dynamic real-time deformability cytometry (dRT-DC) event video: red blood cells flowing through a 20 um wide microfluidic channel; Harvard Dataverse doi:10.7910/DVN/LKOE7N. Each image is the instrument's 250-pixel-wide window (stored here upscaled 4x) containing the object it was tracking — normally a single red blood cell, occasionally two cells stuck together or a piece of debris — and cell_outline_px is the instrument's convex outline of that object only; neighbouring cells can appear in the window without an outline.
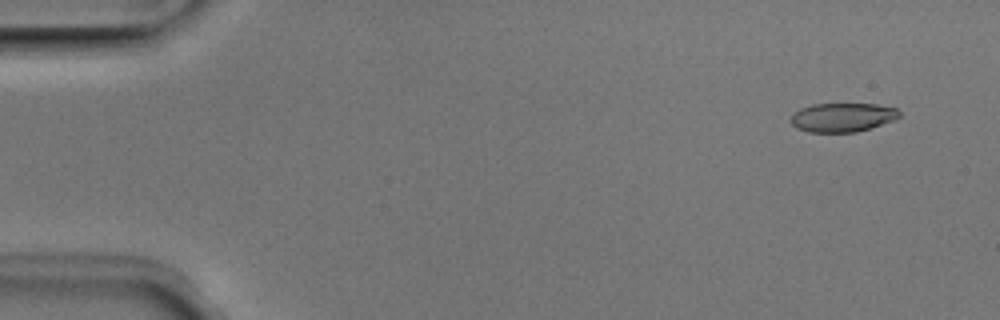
{"species": "Egyptian fruit bat (a non-hibernating species)", "species_latin": "Rousettus aegyptiacus", "temperature_condition": "room temperature", "stored_images_in_passage": 48, "camera_frame_rate_fps": 3000, "um_per_image_px": 0.085, "animal": {"sex": "male"}, "frame": {"image": 1, "passage_image": 1, "time_ms": 0.0, "image_size_px": [1000, 320], "cell_outline_px": [[900, 116], [896, 120], [856, 132], [808, 132], [796, 128], [788, 120], [800, 108], [812, 104], [876, 104], [896, 108], [900, 112]], "centroid_in_image_um": [71.61, 9.98], "position_along_channel_um": 13.4, "area_um2": 18.38}}
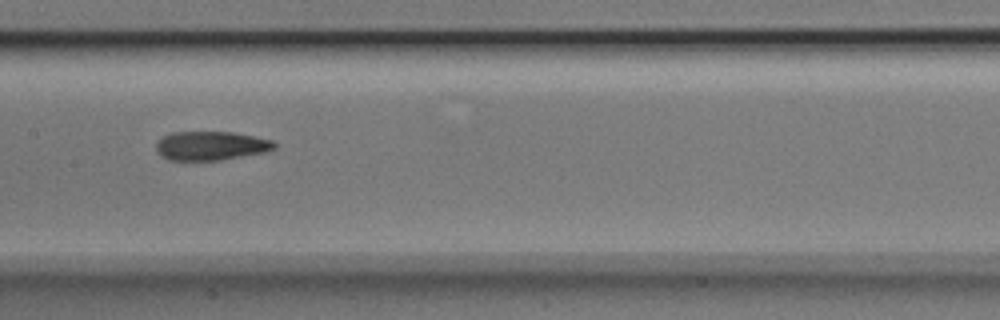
{"frame": {"image": 2, "passage_image": 23, "time_ms": 7.333, "image_size_px": [1000, 320], "cell_outline_px": [[276, 148], [264, 152], [220, 160], [168, 160], [160, 156], [156, 152], [156, 144], [164, 136], [172, 132], [232, 132], [272, 140], [276, 144]], "centroid_in_image_um": [17.9, 12.39], "position_along_channel_um": 189.5, "area_um2": 19.83}}
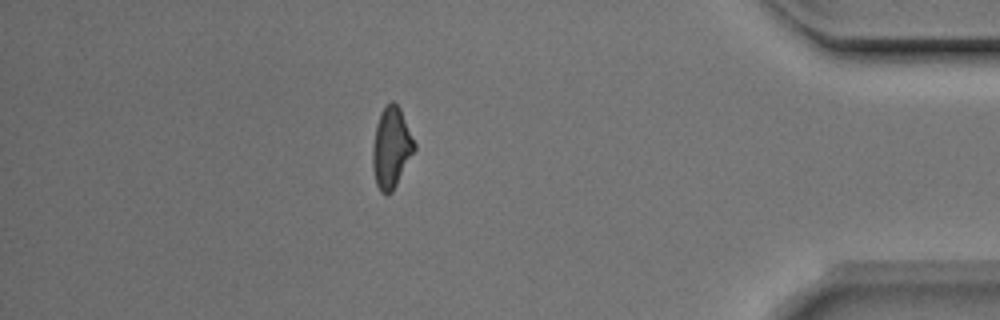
{"frame": {"image": 3, "passage_image": 42, "time_ms": 13.667, "image_size_px": [1000, 320], "cell_outline_px": [[416, 148], [392, 192], [384, 196], [380, 192], [376, 184], [372, 168], [372, 148], [376, 124], [380, 112], [392, 100], [400, 108], [416, 144]], "centroid_in_image_um": [33.24, 12.58], "position_along_channel_um": 402.0, "area_um2": 19.71}, "authors_computed_cell_mechanics": {"area_um2": 19.8832, "velocity_mm_per_s": 3.9874, "shape_relaxation_time_tau1_ms": 4.4287, "shape_relaxation_time_tau2_ms": 2.7144, "deformation_change_tau1": 0.1695, "deformation_change_tau2": 0.1192}}